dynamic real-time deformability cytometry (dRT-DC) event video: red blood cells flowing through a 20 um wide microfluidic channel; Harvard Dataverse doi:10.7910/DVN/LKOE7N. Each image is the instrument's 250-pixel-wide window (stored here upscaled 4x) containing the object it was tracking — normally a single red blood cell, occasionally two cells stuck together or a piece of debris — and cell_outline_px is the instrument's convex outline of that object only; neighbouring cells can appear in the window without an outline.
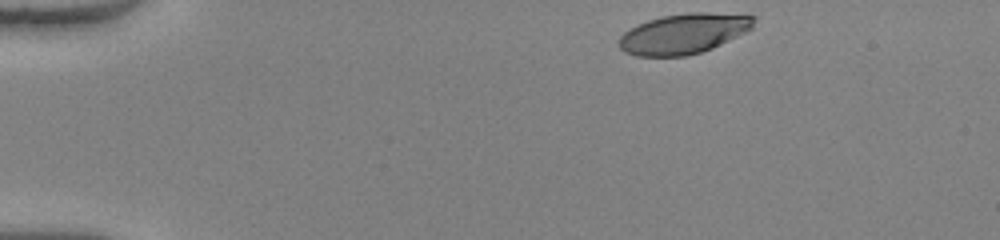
{"species": "human", "species_latin": "Homo sapiens", "temperature_condition": "warm", "stored_images_in_passage": 44, "camera_frame_rate_fps": 3000, "um_per_image_px": 0.085, "donor": {"sex": "female"}, "frame": {"image": 1, "passage_image": 1, "time_ms": 0.0, "image_size_px": [1000, 240], "cell_outline_px": [[756, 16], [752, 28], [712, 48], [700, 52], [684, 56], [636, 56], [624, 52], [620, 48], [620, 36], [624, 32], [636, 24], [660, 16], [688, 12], [708, 12]], "centroid_in_image_um": [58.08, 2.85], "position_along_channel_um": 26.9, "area_um2": 31.44}}
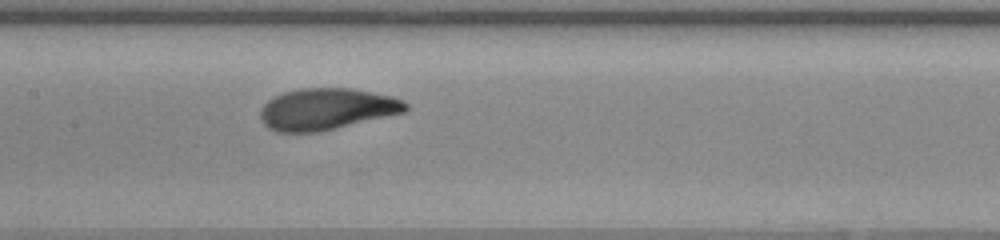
{"frame": {"image": 2, "passage_image": 19, "time_ms": 6.0, "image_size_px": [1000, 240], "cell_outline_px": [[408, 108], [404, 112], [320, 132], [276, 132], [268, 128], [260, 120], [260, 108], [268, 100], [284, 92], [300, 88], [352, 88], [392, 96], [404, 100], [408, 104]], "centroid_in_image_um": [27.75, 9.27], "position_along_channel_um": 179.7, "area_um2": 35.26}}
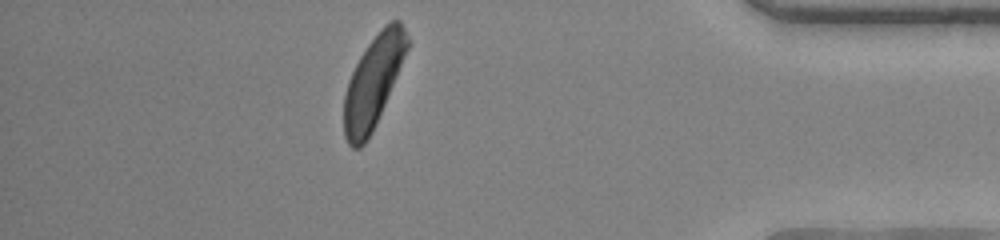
{"frame": {"image": 3, "passage_image": 38, "time_ms": 12.333, "image_size_px": [1000, 240], "cell_outline_px": [[408, 48], [376, 124], [372, 132], [364, 144], [360, 148], [352, 148], [348, 144], [344, 136], [344, 96], [348, 80], [360, 56], [368, 44], [384, 24], [392, 20], [400, 20], [408, 36]], "centroid_in_image_um": [31.71, 6.96], "position_along_channel_um": 403.5, "area_um2": 33.29}, "authors_computed_cell_mechanics": {"area_um2": 33.9864, "velocity_mm_per_s": 4.0768, "shape_relaxation_time_tau1_ms": 2.3913, "shape_relaxation_time_tau2_ms": 1.1324, "deformation_change_tau1": 0.1519, "deformation_change_tau2": 0.0745}}